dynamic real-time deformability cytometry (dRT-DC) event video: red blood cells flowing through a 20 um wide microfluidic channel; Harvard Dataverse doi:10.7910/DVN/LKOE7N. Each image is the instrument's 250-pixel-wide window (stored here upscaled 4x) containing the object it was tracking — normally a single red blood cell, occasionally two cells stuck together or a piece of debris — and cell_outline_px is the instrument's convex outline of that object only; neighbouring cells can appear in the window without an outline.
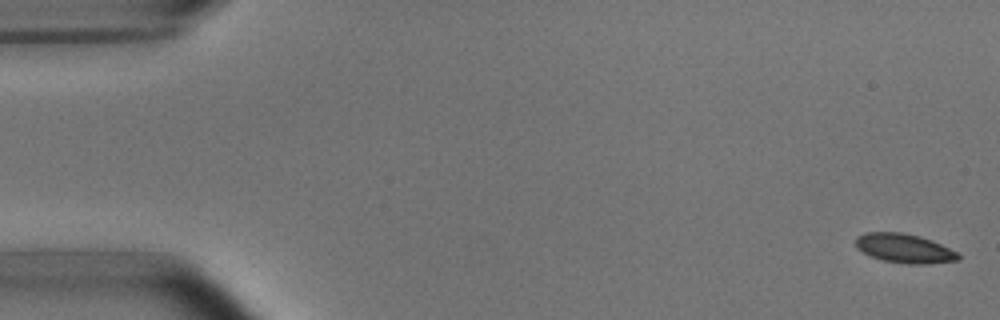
{"species": "common noctule bat (a hibernating species)", "species_latin": "Nyctalus noctula", "temperature_condition": "room temperature", "stored_images_in_passage": 6, "camera_frame_rate_fps": 3000, "um_per_image_px": 0.085, "animal": {"sex": "male", "body_mass_g": 15.6}, "frame": {"image": 1, "passage_image": 1, "time_ms": 0.0, "image_size_px": [1000, 320], "cell_outline_px": [[960, 260], [924, 264], [908, 264], [884, 260], [872, 256], [856, 248], [856, 236], [864, 232], [900, 232], [920, 236], [932, 240], [956, 252], [960, 256]], "centroid_in_image_um": [76.86, 21.1], "position_along_channel_um": 8.1, "area_um2": 17.28}}
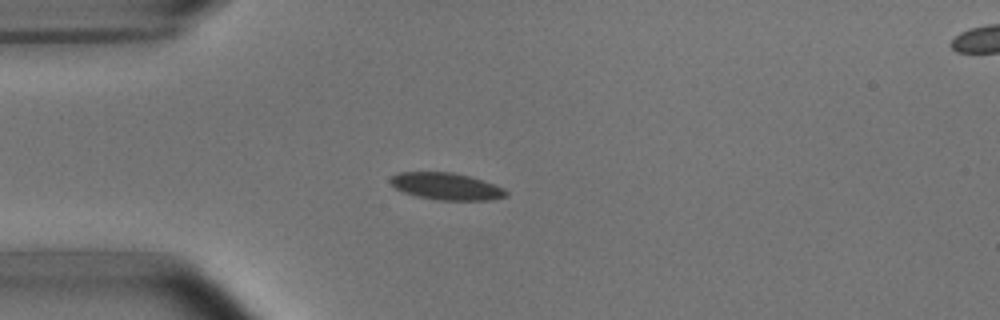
{"frame": {"image": 2, "passage_image": 4, "time_ms": 4.333, "image_size_px": [1000, 320], "cell_outline_px": [[508, 196], [492, 200], [436, 200], [416, 196], [404, 192], [396, 188], [388, 180], [396, 172], [452, 172], [468, 176], [504, 188], [508, 192]], "centroid_in_image_um": [37.92, 15.84], "position_along_channel_um": 47.1, "area_um2": 18.15}}